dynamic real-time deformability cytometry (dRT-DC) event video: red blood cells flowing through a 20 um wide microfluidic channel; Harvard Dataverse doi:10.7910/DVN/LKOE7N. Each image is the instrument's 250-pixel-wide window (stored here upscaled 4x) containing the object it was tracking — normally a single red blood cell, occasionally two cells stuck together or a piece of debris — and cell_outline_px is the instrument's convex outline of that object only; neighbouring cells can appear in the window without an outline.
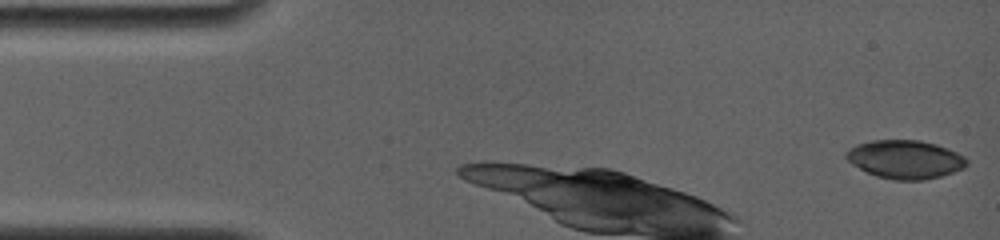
{"species": "common noctule bat (a hibernating species)", "species_latin": "Nyctalus noctula", "temperature_condition": "room temperature", "stored_images_in_passage": 5, "camera_frame_rate_fps": 4000, "um_per_image_px": 0.085, "animal": {"sex": "female", "body_mass_g": 19.0, "forearm_length_mm": 56.7}, "frame": {"image": 1, "passage_image": 1, "time_ms": 0.0, "image_size_px": [1000, 240], "cell_outline_px": [[968, 164], [964, 168], [940, 176], [924, 180], [892, 180], [876, 176], [852, 164], [844, 156], [844, 152], [848, 148], [856, 144], [872, 140], [920, 140], [936, 144], [948, 148], [964, 156], [968, 160]], "centroid_in_image_um": [76.92, 13.54], "position_along_channel_um": 8.1, "area_um2": 27.17}}
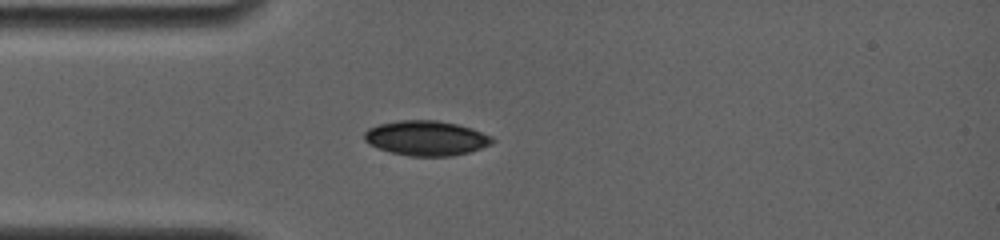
{"frame": {"image": 2, "passage_image": 5, "time_ms": 4.0, "image_size_px": [1000, 240], "cell_outline_px": [[496, 140], [492, 144], [468, 152], [452, 156], [408, 156], [392, 152], [368, 144], [364, 140], [364, 132], [368, 128], [380, 124], [396, 120], [436, 120], [456, 124], [472, 128], [492, 136]], "centroid_in_image_um": [36.23, 11.73], "position_along_channel_um": 48.8, "area_um2": 26.01}}